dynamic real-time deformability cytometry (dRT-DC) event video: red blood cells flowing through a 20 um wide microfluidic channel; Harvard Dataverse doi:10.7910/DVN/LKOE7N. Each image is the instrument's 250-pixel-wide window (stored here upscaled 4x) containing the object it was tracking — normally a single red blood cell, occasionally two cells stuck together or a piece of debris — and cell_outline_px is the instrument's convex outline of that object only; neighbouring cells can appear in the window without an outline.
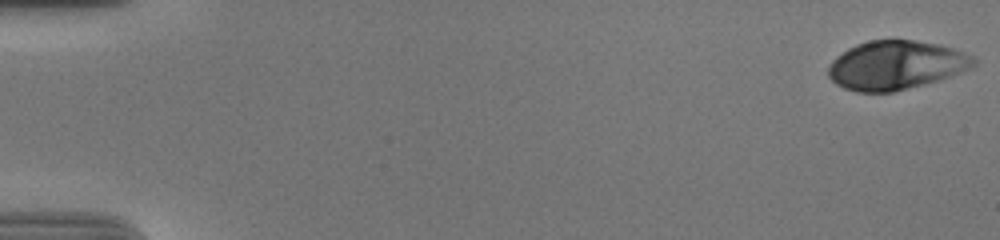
{"species": "human", "species_latin": "Homo sapiens", "temperature_condition": "cold", "stored_images_in_passage": 56, "camera_frame_rate_fps": 3000, "um_per_image_px": 0.085, "donor": {"sex": "male"}, "frame": {"image": 1, "passage_image": 1, "time_ms": 0.0, "image_size_px": [1000, 240], "cell_outline_px": [[976, 64], [960, 72], [924, 84], [892, 92], [856, 92], [844, 88], [836, 84], [828, 76], [828, 64], [836, 56], [848, 48], [856, 44], [872, 40], [912, 40], [936, 44], [952, 48], [964, 52], [972, 56], [976, 60]], "centroid_in_image_um": [76.1, 5.54], "position_along_channel_um": 8.9, "area_um2": 41.04}}
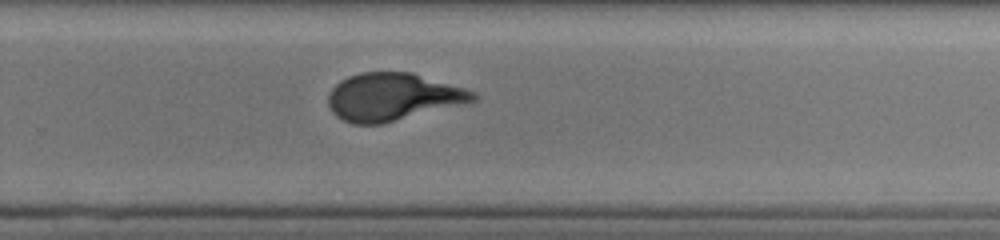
{"frame": {"image": 2, "passage_image": 38, "time_ms": 12.333, "image_size_px": [1000, 240], "cell_outline_px": [[476, 100], [384, 124], [352, 124], [336, 116], [332, 112], [328, 104], [328, 96], [332, 88], [340, 80], [348, 76], [360, 72], [412, 72], [464, 88], [476, 92]], "centroid_in_image_um": [33.35, 8.23], "position_along_channel_um": 296.5, "area_um2": 40.06}}
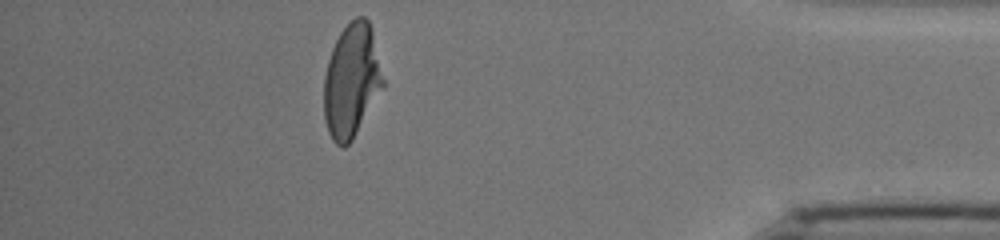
{"frame": {"image": 3, "passage_image": 50, "time_ms": 16.333, "image_size_px": [1000, 240], "cell_outline_px": [[384, 88], [352, 140], [344, 148], [340, 148], [332, 140], [328, 132], [324, 120], [324, 76], [328, 60], [332, 48], [340, 32], [356, 16], [364, 16], [368, 20], [372, 32], [384, 80]], "centroid_in_image_um": [29.87, 6.91], "position_along_channel_um": 405.3, "area_um2": 39.19}, "authors_computed_cell_mechanics": {"area_um2": 40.9802, "velocity_mm_per_s": 3.694, "shape_relaxation_time_tau1_ms": 5.1296, "shape_relaxation_time_tau2_ms": null, "deformation_change_tau1": 0.2036, "deformation_change_tau2": null}}